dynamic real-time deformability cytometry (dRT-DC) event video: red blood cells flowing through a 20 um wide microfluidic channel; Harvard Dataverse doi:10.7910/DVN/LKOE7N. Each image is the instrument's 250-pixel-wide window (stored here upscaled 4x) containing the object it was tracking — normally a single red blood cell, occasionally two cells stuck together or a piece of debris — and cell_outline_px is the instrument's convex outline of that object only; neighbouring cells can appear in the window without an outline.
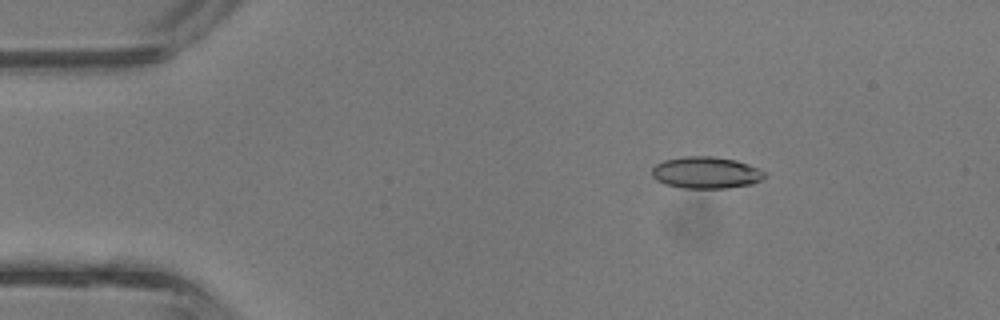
{"species": "common noctule bat (a hibernating species)", "species_latin": "Nyctalus noctula", "temperature_condition": "room temperature", "stored_images_in_passage": 3, "camera_frame_rate_fps": 3000, "um_per_image_px": 0.085, "animal": {"sex": "male", "body_mass_g": 13.3}, "frame": {"image": 1, "passage_image": 1, "time_ms": 0.0, "image_size_px": [1000, 320], "cell_outline_px": [[768, 176], [752, 184], [724, 188], [684, 188], [664, 184], [656, 180], [652, 176], [652, 168], [656, 164], [664, 160], [684, 156], [712, 156], [736, 160], [748, 164], [764, 172]], "centroid_in_image_um": [59.99, 14.67], "position_along_channel_um": 25.0, "area_um2": 20.87}}
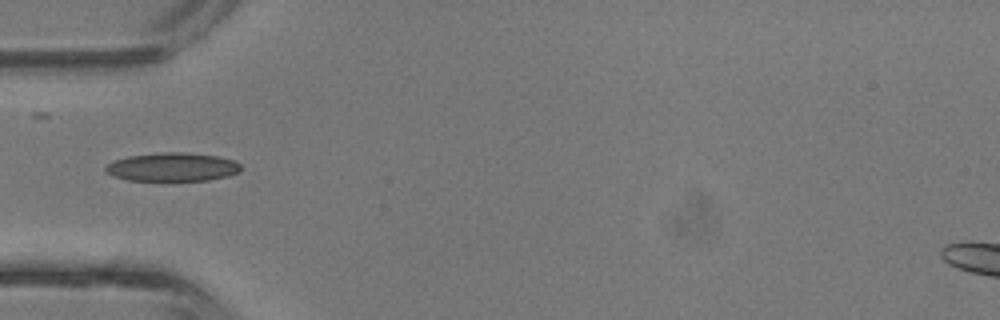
{"frame": {"image": 2, "passage_image": 3, "time_ms": 0.667, "image_size_px": [1000, 320], "cell_outline_px": [[240, 172], [228, 176], [208, 180], [128, 180], [116, 176], [108, 172], [104, 168], [112, 160], [128, 156], [160, 152], [184, 152], [216, 156], [236, 160], [240, 164]], "centroid_in_image_um": [14.68, 14.18], "position_along_channel_um": 70.3, "area_um2": 22.43}}